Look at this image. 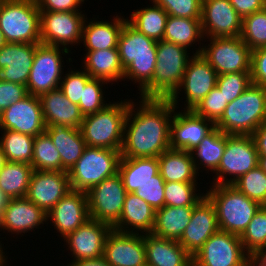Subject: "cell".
<instances>
[{
    "label": "cell",
    "mask_w": 266,
    "mask_h": 266,
    "mask_svg": "<svg viewBox=\"0 0 266 266\" xmlns=\"http://www.w3.org/2000/svg\"><path fill=\"white\" fill-rule=\"evenodd\" d=\"M140 99L139 107L130 99L121 158L158 157L170 149V122L178 108L168 99Z\"/></svg>",
    "instance_id": "obj_1"
},
{
    "label": "cell",
    "mask_w": 266,
    "mask_h": 266,
    "mask_svg": "<svg viewBox=\"0 0 266 266\" xmlns=\"http://www.w3.org/2000/svg\"><path fill=\"white\" fill-rule=\"evenodd\" d=\"M218 230L215 206L205 196L194 206L190 223L178 242L193 257Z\"/></svg>",
    "instance_id": "obj_20"
},
{
    "label": "cell",
    "mask_w": 266,
    "mask_h": 266,
    "mask_svg": "<svg viewBox=\"0 0 266 266\" xmlns=\"http://www.w3.org/2000/svg\"><path fill=\"white\" fill-rule=\"evenodd\" d=\"M84 58V70L92 78L117 82L124 76L118 48L87 51Z\"/></svg>",
    "instance_id": "obj_34"
},
{
    "label": "cell",
    "mask_w": 266,
    "mask_h": 266,
    "mask_svg": "<svg viewBox=\"0 0 266 266\" xmlns=\"http://www.w3.org/2000/svg\"><path fill=\"white\" fill-rule=\"evenodd\" d=\"M147 266H193L192 256L178 240L143 234Z\"/></svg>",
    "instance_id": "obj_27"
},
{
    "label": "cell",
    "mask_w": 266,
    "mask_h": 266,
    "mask_svg": "<svg viewBox=\"0 0 266 266\" xmlns=\"http://www.w3.org/2000/svg\"><path fill=\"white\" fill-rule=\"evenodd\" d=\"M193 266H250L240 236L218 230L193 257Z\"/></svg>",
    "instance_id": "obj_12"
},
{
    "label": "cell",
    "mask_w": 266,
    "mask_h": 266,
    "mask_svg": "<svg viewBox=\"0 0 266 266\" xmlns=\"http://www.w3.org/2000/svg\"><path fill=\"white\" fill-rule=\"evenodd\" d=\"M38 44L6 43L0 48V79L25 85L33 66Z\"/></svg>",
    "instance_id": "obj_24"
},
{
    "label": "cell",
    "mask_w": 266,
    "mask_h": 266,
    "mask_svg": "<svg viewBox=\"0 0 266 266\" xmlns=\"http://www.w3.org/2000/svg\"><path fill=\"white\" fill-rule=\"evenodd\" d=\"M258 164L259 155L252 135L226 134L225 150L212 184H232ZM227 174L231 175L230 179Z\"/></svg>",
    "instance_id": "obj_9"
},
{
    "label": "cell",
    "mask_w": 266,
    "mask_h": 266,
    "mask_svg": "<svg viewBox=\"0 0 266 266\" xmlns=\"http://www.w3.org/2000/svg\"><path fill=\"white\" fill-rule=\"evenodd\" d=\"M154 223L155 210L134 193H127L121 216L112 227L124 233L139 234L140 231V234H148L153 230Z\"/></svg>",
    "instance_id": "obj_28"
},
{
    "label": "cell",
    "mask_w": 266,
    "mask_h": 266,
    "mask_svg": "<svg viewBox=\"0 0 266 266\" xmlns=\"http://www.w3.org/2000/svg\"><path fill=\"white\" fill-rule=\"evenodd\" d=\"M251 200L266 206V173L259 165L231 184Z\"/></svg>",
    "instance_id": "obj_42"
},
{
    "label": "cell",
    "mask_w": 266,
    "mask_h": 266,
    "mask_svg": "<svg viewBox=\"0 0 266 266\" xmlns=\"http://www.w3.org/2000/svg\"><path fill=\"white\" fill-rule=\"evenodd\" d=\"M6 43L40 44V10L36 0H6L0 8Z\"/></svg>",
    "instance_id": "obj_7"
},
{
    "label": "cell",
    "mask_w": 266,
    "mask_h": 266,
    "mask_svg": "<svg viewBox=\"0 0 266 266\" xmlns=\"http://www.w3.org/2000/svg\"><path fill=\"white\" fill-rule=\"evenodd\" d=\"M244 250L251 256L266 246V206H261L240 236Z\"/></svg>",
    "instance_id": "obj_44"
},
{
    "label": "cell",
    "mask_w": 266,
    "mask_h": 266,
    "mask_svg": "<svg viewBox=\"0 0 266 266\" xmlns=\"http://www.w3.org/2000/svg\"><path fill=\"white\" fill-rule=\"evenodd\" d=\"M91 78L85 70H69L63 75L59 89L72 103L79 105L84 87Z\"/></svg>",
    "instance_id": "obj_48"
},
{
    "label": "cell",
    "mask_w": 266,
    "mask_h": 266,
    "mask_svg": "<svg viewBox=\"0 0 266 266\" xmlns=\"http://www.w3.org/2000/svg\"><path fill=\"white\" fill-rule=\"evenodd\" d=\"M57 232L66 238L90 219L87 192L71 189L48 213Z\"/></svg>",
    "instance_id": "obj_23"
},
{
    "label": "cell",
    "mask_w": 266,
    "mask_h": 266,
    "mask_svg": "<svg viewBox=\"0 0 266 266\" xmlns=\"http://www.w3.org/2000/svg\"><path fill=\"white\" fill-rule=\"evenodd\" d=\"M67 266H111L103 257L71 262Z\"/></svg>",
    "instance_id": "obj_57"
},
{
    "label": "cell",
    "mask_w": 266,
    "mask_h": 266,
    "mask_svg": "<svg viewBox=\"0 0 266 266\" xmlns=\"http://www.w3.org/2000/svg\"><path fill=\"white\" fill-rule=\"evenodd\" d=\"M250 75L253 84L266 87V47L252 51Z\"/></svg>",
    "instance_id": "obj_52"
},
{
    "label": "cell",
    "mask_w": 266,
    "mask_h": 266,
    "mask_svg": "<svg viewBox=\"0 0 266 266\" xmlns=\"http://www.w3.org/2000/svg\"><path fill=\"white\" fill-rule=\"evenodd\" d=\"M0 145L7 162L32 163L34 138L31 135L2 130Z\"/></svg>",
    "instance_id": "obj_39"
},
{
    "label": "cell",
    "mask_w": 266,
    "mask_h": 266,
    "mask_svg": "<svg viewBox=\"0 0 266 266\" xmlns=\"http://www.w3.org/2000/svg\"><path fill=\"white\" fill-rule=\"evenodd\" d=\"M165 182H196L197 171L190 152L169 149L157 157Z\"/></svg>",
    "instance_id": "obj_33"
},
{
    "label": "cell",
    "mask_w": 266,
    "mask_h": 266,
    "mask_svg": "<svg viewBox=\"0 0 266 266\" xmlns=\"http://www.w3.org/2000/svg\"><path fill=\"white\" fill-rule=\"evenodd\" d=\"M1 243V242H0ZM2 244H0V266H6V258L5 257H7V256H5L4 254H5V252L3 251V249H2V246H1ZM5 264V265H4Z\"/></svg>",
    "instance_id": "obj_59"
},
{
    "label": "cell",
    "mask_w": 266,
    "mask_h": 266,
    "mask_svg": "<svg viewBox=\"0 0 266 266\" xmlns=\"http://www.w3.org/2000/svg\"><path fill=\"white\" fill-rule=\"evenodd\" d=\"M118 174L127 193H134L147 181H164L159 173L157 157L121 158Z\"/></svg>",
    "instance_id": "obj_29"
},
{
    "label": "cell",
    "mask_w": 266,
    "mask_h": 266,
    "mask_svg": "<svg viewBox=\"0 0 266 266\" xmlns=\"http://www.w3.org/2000/svg\"><path fill=\"white\" fill-rule=\"evenodd\" d=\"M103 258L111 266H147L143 234L112 229L105 242Z\"/></svg>",
    "instance_id": "obj_22"
},
{
    "label": "cell",
    "mask_w": 266,
    "mask_h": 266,
    "mask_svg": "<svg viewBox=\"0 0 266 266\" xmlns=\"http://www.w3.org/2000/svg\"><path fill=\"white\" fill-rule=\"evenodd\" d=\"M225 146L226 134L220 129L215 128L200 142V144L195 149L190 152L198 176L199 169L203 168L200 166H204V169L208 171L210 170L213 173L218 169L225 150Z\"/></svg>",
    "instance_id": "obj_35"
},
{
    "label": "cell",
    "mask_w": 266,
    "mask_h": 266,
    "mask_svg": "<svg viewBox=\"0 0 266 266\" xmlns=\"http://www.w3.org/2000/svg\"><path fill=\"white\" fill-rule=\"evenodd\" d=\"M208 46H201L195 54H201L218 75L250 72L252 50L241 37L207 38Z\"/></svg>",
    "instance_id": "obj_10"
},
{
    "label": "cell",
    "mask_w": 266,
    "mask_h": 266,
    "mask_svg": "<svg viewBox=\"0 0 266 266\" xmlns=\"http://www.w3.org/2000/svg\"><path fill=\"white\" fill-rule=\"evenodd\" d=\"M201 18H180L168 15L163 40L188 49L203 41Z\"/></svg>",
    "instance_id": "obj_36"
},
{
    "label": "cell",
    "mask_w": 266,
    "mask_h": 266,
    "mask_svg": "<svg viewBox=\"0 0 266 266\" xmlns=\"http://www.w3.org/2000/svg\"><path fill=\"white\" fill-rule=\"evenodd\" d=\"M7 163V160H6V157H5V154L2 150V147L0 145V169Z\"/></svg>",
    "instance_id": "obj_61"
},
{
    "label": "cell",
    "mask_w": 266,
    "mask_h": 266,
    "mask_svg": "<svg viewBox=\"0 0 266 266\" xmlns=\"http://www.w3.org/2000/svg\"><path fill=\"white\" fill-rule=\"evenodd\" d=\"M108 84L107 81L102 79L91 78L85 85L82 98L79 102V109L83 116L94 114L95 112L103 109L107 104L104 99L102 87Z\"/></svg>",
    "instance_id": "obj_45"
},
{
    "label": "cell",
    "mask_w": 266,
    "mask_h": 266,
    "mask_svg": "<svg viewBox=\"0 0 266 266\" xmlns=\"http://www.w3.org/2000/svg\"><path fill=\"white\" fill-rule=\"evenodd\" d=\"M6 44L3 32L0 29V48L3 47Z\"/></svg>",
    "instance_id": "obj_62"
},
{
    "label": "cell",
    "mask_w": 266,
    "mask_h": 266,
    "mask_svg": "<svg viewBox=\"0 0 266 266\" xmlns=\"http://www.w3.org/2000/svg\"><path fill=\"white\" fill-rule=\"evenodd\" d=\"M153 4V7L134 10L127 22L140 33L159 41L163 40L168 13L158 4Z\"/></svg>",
    "instance_id": "obj_37"
},
{
    "label": "cell",
    "mask_w": 266,
    "mask_h": 266,
    "mask_svg": "<svg viewBox=\"0 0 266 266\" xmlns=\"http://www.w3.org/2000/svg\"><path fill=\"white\" fill-rule=\"evenodd\" d=\"M206 196L214 204L219 230L241 236L262 206L231 184H213Z\"/></svg>",
    "instance_id": "obj_6"
},
{
    "label": "cell",
    "mask_w": 266,
    "mask_h": 266,
    "mask_svg": "<svg viewBox=\"0 0 266 266\" xmlns=\"http://www.w3.org/2000/svg\"><path fill=\"white\" fill-rule=\"evenodd\" d=\"M187 50L171 42L157 41L155 72L151 82L139 93V98L169 99L180 86L191 58Z\"/></svg>",
    "instance_id": "obj_3"
},
{
    "label": "cell",
    "mask_w": 266,
    "mask_h": 266,
    "mask_svg": "<svg viewBox=\"0 0 266 266\" xmlns=\"http://www.w3.org/2000/svg\"><path fill=\"white\" fill-rule=\"evenodd\" d=\"M266 120V87L251 84L229 102L216 128L229 135H252Z\"/></svg>",
    "instance_id": "obj_4"
},
{
    "label": "cell",
    "mask_w": 266,
    "mask_h": 266,
    "mask_svg": "<svg viewBox=\"0 0 266 266\" xmlns=\"http://www.w3.org/2000/svg\"><path fill=\"white\" fill-rule=\"evenodd\" d=\"M117 48L124 69L123 80L135 81L141 92L155 72L157 41L140 33L126 21L119 34Z\"/></svg>",
    "instance_id": "obj_2"
},
{
    "label": "cell",
    "mask_w": 266,
    "mask_h": 266,
    "mask_svg": "<svg viewBox=\"0 0 266 266\" xmlns=\"http://www.w3.org/2000/svg\"><path fill=\"white\" fill-rule=\"evenodd\" d=\"M240 37L252 51L266 47V7L242 19Z\"/></svg>",
    "instance_id": "obj_41"
},
{
    "label": "cell",
    "mask_w": 266,
    "mask_h": 266,
    "mask_svg": "<svg viewBox=\"0 0 266 266\" xmlns=\"http://www.w3.org/2000/svg\"><path fill=\"white\" fill-rule=\"evenodd\" d=\"M39 100L46 127L63 126L80 129L84 116L79 106L72 103L59 88L40 95Z\"/></svg>",
    "instance_id": "obj_26"
},
{
    "label": "cell",
    "mask_w": 266,
    "mask_h": 266,
    "mask_svg": "<svg viewBox=\"0 0 266 266\" xmlns=\"http://www.w3.org/2000/svg\"><path fill=\"white\" fill-rule=\"evenodd\" d=\"M227 104L225 97L215 86L193 111L216 124L223 116Z\"/></svg>",
    "instance_id": "obj_47"
},
{
    "label": "cell",
    "mask_w": 266,
    "mask_h": 266,
    "mask_svg": "<svg viewBox=\"0 0 266 266\" xmlns=\"http://www.w3.org/2000/svg\"><path fill=\"white\" fill-rule=\"evenodd\" d=\"M201 27L204 39L239 37L242 31V18L230 0H202Z\"/></svg>",
    "instance_id": "obj_17"
},
{
    "label": "cell",
    "mask_w": 266,
    "mask_h": 266,
    "mask_svg": "<svg viewBox=\"0 0 266 266\" xmlns=\"http://www.w3.org/2000/svg\"><path fill=\"white\" fill-rule=\"evenodd\" d=\"M251 84L250 72H236L218 75L216 87L229 103L239 97Z\"/></svg>",
    "instance_id": "obj_46"
},
{
    "label": "cell",
    "mask_w": 266,
    "mask_h": 266,
    "mask_svg": "<svg viewBox=\"0 0 266 266\" xmlns=\"http://www.w3.org/2000/svg\"><path fill=\"white\" fill-rule=\"evenodd\" d=\"M120 160L121 150L87 146L67 172L71 189L88 192L106 178L116 175Z\"/></svg>",
    "instance_id": "obj_8"
},
{
    "label": "cell",
    "mask_w": 266,
    "mask_h": 266,
    "mask_svg": "<svg viewBox=\"0 0 266 266\" xmlns=\"http://www.w3.org/2000/svg\"><path fill=\"white\" fill-rule=\"evenodd\" d=\"M197 182H165V206H195L204 193L196 194Z\"/></svg>",
    "instance_id": "obj_43"
},
{
    "label": "cell",
    "mask_w": 266,
    "mask_h": 266,
    "mask_svg": "<svg viewBox=\"0 0 266 266\" xmlns=\"http://www.w3.org/2000/svg\"><path fill=\"white\" fill-rule=\"evenodd\" d=\"M230 3L242 19L266 7V0H230Z\"/></svg>",
    "instance_id": "obj_54"
},
{
    "label": "cell",
    "mask_w": 266,
    "mask_h": 266,
    "mask_svg": "<svg viewBox=\"0 0 266 266\" xmlns=\"http://www.w3.org/2000/svg\"><path fill=\"white\" fill-rule=\"evenodd\" d=\"M258 155L266 156V120L252 134Z\"/></svg>",
    "instance_id": "obj_55"
},
{
    "label": "cell",
    "mask_w": 266,
    "mask_h": 266,
    "mask_svg": "<svg viewBox=\"0 0 266 266\" xmlns=\"http://www.w3.org/2000/svg\"><path fill=\"white\" fill-rule=\"evenodd\" d=\"M250 266H266V246L261 247L250 256Z\"/></svg>",
    "instance_id": "obj_56"
},
{
    "label": "cell",
    "mask_w": 266,
    "mask_h": 266,
    "mask_svg": "<svg viewBox=\"0 0 266 266\" xmlns=\"http://www.w3.org/2000/svg\"><path fill=\"white\" fill-rule=\"evenodd\" d=\"M0 129L11 130L36 137L45 132L46 124L38 96L28 94L4 109Z\"/></svg>",
    "instance_id": "obj_18"
},
{
    "label": "cell",
    "mask_w": 266,
    "mask_h": 266,
    "mask_svg": "<svg viewBox=\"0 0 266 266\" xmlns=\"http://www.w3.org/2000/svg\"><path fill=\"white\" fill-rule=\"evenodd\" d=\"M60 48L42 43L36 46L33 66L26 84L28 94L39 97L59 88L63 74L62 70H64L62 55L66 56L71 52L68 49Z\"/></svg>",
    "instance_id": "obj_11"
},
{
    "label": "cell",
    "mask_w": 266,
    "mask_h": 266,
    "mask_svg": "<svg viewBox=\"0 0 266 266\" xmlns=\"http://www.w3.org/2000/svg\"><path fill=\"white\" fill-rule=\"evenodd\" d=\"M32 167L39 171H61V157L50 136L44 132L34 138Z\"/></svg>",
    "instance_id": "obj_40"
},
{
    "label": "cell",
    "mask_w": 266,
    "mask_h": 266,
    "mask_svg": "<svg viewBox=\"0 0 266 266\" xmlns=\"http://www.w3.org/2000/svg\"><path fill=\"white\" fill-rule=\"evenodd\" d=\"M168 15L180 18H201L202 0H152Z\"/></svg>",
    "instance_id": "obj_49"
},
{
    "label": "cell",
    "mask_w": 266,
    "mask_h": 266,
    "mask_svg": "<svg viewBox=\"0 0 266 266\" xmlns=\"http://www.w3.org/2000/svg\"><path fill=\"white\" fill-rule=\"evenodd\" d=\"M194 206H164L155 211L151 234L160 238L179 240L190 223Z\"/></svg>",
    "instance_id": "obj_32"
},
{
    "label": "cell",
    "mask_w": 266,
    "mask_h": 266,
    "mask_svg": "<svg viewBox=\"0 0 266 266\" xmlns=\"http://www.w3.org/2000/svg\"><path fill=\"white\" fill-rule=\"evenodd\" d=\"M126 195L118 173L98 183L87 192L90 219L113 226L121 216Z\"/></svg>",
    "instance_id": "obj_13"
},
{
    "label": "cell",
    "mask_w": 266,
    "mask_h": 266,
    "mask_svg": "<svg viewBox=\"0 0 266 266\" xmlns=\"http://www.w3.org/2000/svg\"><path fill=\"white\" fill-rule=\"evenodd\" d=\"M122 16H116L113 22L91 20L84 22L82 40L87 51L106 50L117 48L118 37L124 23ZM88 23V24H87Z\"/></svg>",
    "instance_id": "obj_31"
},
{
    "label": "cell",
    "mask_w": 266,
    "mask_h": 266,
    "mask_svg": "<svg viewBox=\"0 0 266 266\" xmlns=\"http://www.w3.org/2000/svg\"><path fill=\"white\" fill-rule=\"evenodd\" d=\"M165 181H147L139 186L135 195L147 202L155 211L165 206Z\"/></svg>",
    "instance_id": "obj_50"
},
{
    "label": "cell",
    "mask_w": 266,
    "mask_h": 266,
    "mask_svg": "<svg viewBox=\"0 0 266 266\" xmlns=\"http://www.w3.org/2000/svg\"><path fill=\"white\" fill-rule=\"evenodd\" d=\"M9 200V197L0 189V223L2 221L3 210L7 206Z\"/></svg>",
    "instance_id": "obj_58"
},
{
    "label": "cell",
    "mask_w": 266,
    "mask_h": 266,
    "mask_svg": "<svg viewBox=\"0 0 266 266\" xmlns=\"http://www.w3.org/2000/svg\"><path fill=\"white\" fill-rule=\"evenodd\" d=\"M129 103L126 99L109 102L103 109L84 116L80 130L88 147L121 150Z\"/></svg>",
    "instance_id": "obj_5"
},
{
    "label": "cell",
    "mask_w": 266,
    "mask_h": 266,
    "mask_svg": "<svg viewBox=\"0 0 266 266\" xmlns=\"http://www.w3.org/2000/svg\"><path fill=\"white\" fill-rule=\"evenodd\" d=\"M6 0H0V8L2 7L3 3L5 2Z\"/></svg>",
    "instance_id": "obj_63"
},
{
    "label": "cell",
    "mask_w": 266,
    "mask_h": 266,
    "mask_svg": "<svg viewBox=\"0 0 266 266\" xmlns=\"http://www.w3.org/2000/svg\"><path fill=\"white\" fill-rule=\"evenodd\" d=\"M45 132L50 136L61 157V171H69L80 159L87 147L79 128L63 126L46 127Z\"/></svg>",
    "instance_id": "obj_30"
},
{
    "label": "cell",
    "mask_w": 266,
    "mask_h": 266,
    "mask_svg": "<svg viewBox=\"0 0 266 266\" xmlns=\"http://www.w3.org/2000/svg\"><path fill=\"white\" fill-rule=\"evenodd\" d=\"M70 190L67 171L34 170L25 197L48 213Z\"/></svg>",
    "instance_id": "obj_19"
},
{
    "label": "cell",
    "mask_w": 266,
    "mask_h": 266,
    "mask_svg": "<svg viewBox=\"0 0 266 266\" xmlns=\"http://www.w3.org/2000/svg\"><path fill=\"white\" fill-rule=\"evenodd\" d=\"M174 110L170 122L169 147L172 150L191 152L210 134L216 124L193 110Z\"/></svg>",
    "instance_id": "obj_16"
},
{
    "label": "cell",
    "mask_w": 266,
    "mask_h": 266,
    "mask_svg": "<svg viewBox=\"0 0 266 266\" xmlns=\"http://www.w3.org/2000/svg\"><path fill=\"white\" fill-rule=\"evenodd\" d=\"M218 74L201 54H194L189 59L184 76L177 91L168 99L178 107V96L184 89L186 96L185 110H194L202 99L216 86ZM179 93V94H178Z\"/></svg>",
    "instance_id": "obj_14"
},
{
    "label": "cell",
    "mask_w": 266,
    "mask_h": 266,
    "mask_svg": "<svg viewBox=\"0 0 266 266\" xmlns=\"http://www.w3.org/2000/svg\"><path fill=\"white\" fill-rule=\"evenodd\" d=\"M113 229L105 222L89 219L64 241L72 252L73 262L103 257V250L108 234Z\"/></svg>",
    "instance_id": "obj_21"
},
{
    "label": "cell",
    "mask_w": 266,
    "mask_h": 266,
    "mask_svg": "<svg viewBox=\"0 0 266 266\" xmlns=\"http://www.w3.org/2000/svg\"><path fill=\"white\" fill-rule=\"evenodd\" d=\"M33 171L31 164L7 162L0 169V189L9 199L25 197Z\"/></svg>",
    "instance_id": "obj_38"
},
{
    "label": "cell",
    "mask_w": 266,
    "mask_h": 266,
    "mask_svg": "<svg viewBox=\"0 0 266 266\" xmlns=\"http://www.w3.org/2000/svg\"><path fill=\"white\" fill-rule=\"evenodd\" d=\"M84 0H36L40 11H55V12H82L80 11L81 4Z\"/></svg>",
    "instance_id": "obj_53"
},
{
    "label": "cell",
    "mask_w": 266,
    "mask_h": 266,
    "mask_svg": "<svg viewBox=\"0 0 266 266\" xmlns=\"http://www.w3.org/2000/svg\"><path fill=\"white\" fill-rule=\"evenodd\" d=\"M85 19L82 12L40 11L41 43L70 51L69 44L82 40Z\"/></svg>",
    "instance_id": "obj_15"
},
{
    "label": "cell",
    "mask_w": 266,
    "mask_h": 266,
    "mask_svg": "<svg viewBox=\"0 0 266 266\" xmlns=\"http://www.w3.org/2000/svg\"><path fill=\"white\" fill-rule=\"evenodd\" d=\"M258 165L266 173V156H259V164Z\"/></svg>",
    "instance_id": "obj_60"
},
{
    "label": "cell",
    "mask_w": 266,
    "mask_h": 266,
    "mask_svg": "<svg viewBox=\"0 0 266 266\" xmlns=\"http://www.w3.org/2000/svg\"><path fill=\"white\" fill-rule=\"evenodd\" d=\"M47 213L27 197L10 199L3 210L0 229L16 235L33 231L47 222Z\"/></svg>",
    "instance_id": "obj_25"
},
{
    "label": "cell",
    "mask_w": 266,
    "mask_h": 266,
    "mask_svg": "<svg viewBox=\"0 0 266 266\" xmlns=\"http://www.w3.org/2000/svg\"><path fill=\"white\" fill-rule=\"evenodd\" d=\"M28 95L27 86L0 79V118L4 109Z\"/></svg>",
    "instance_id": "obj_51"
}]
</instances>
